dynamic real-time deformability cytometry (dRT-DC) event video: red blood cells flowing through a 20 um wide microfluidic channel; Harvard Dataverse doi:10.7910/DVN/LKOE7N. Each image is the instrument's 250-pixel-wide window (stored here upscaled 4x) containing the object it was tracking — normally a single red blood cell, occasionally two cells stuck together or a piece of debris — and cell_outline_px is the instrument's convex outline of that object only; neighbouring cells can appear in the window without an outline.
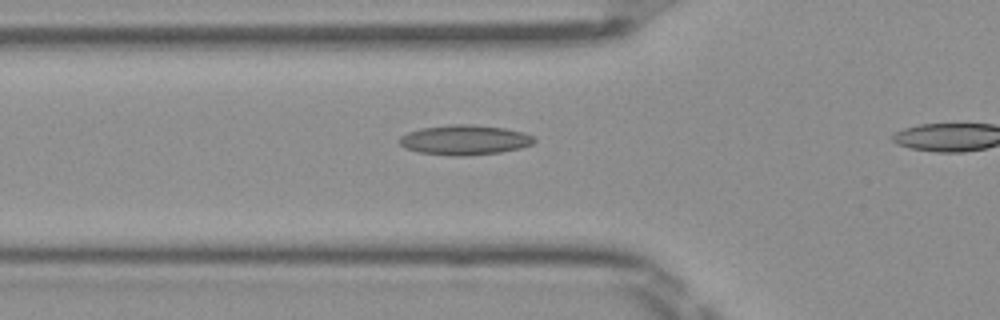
{"species": "Egyptian fruit bat (a non-hibernating species)", "species_latin": "Rousettus aegyptiacus", "temperature_condition": "room temperature", "stored_images_in_passage": 23, "camera_frame_rate_fps": 3000, "um_per_image_px": 0.085, "frame": {"image": 1, "passage_image": 12, "time_ms": 3.667, "image_size_px": [1000, 320], "cell_outline_px": [[536, 140], [532, 144], [520, 148], [500, 152], [464, 156], [448, 156], [420, 152], [404, 148], [396, 140], [400, 136], [408, 132], [420, 128], [448, 124], [468, 124], [504, 128], [524, 132], [532, 136]], "centroid_in_image_um": [39.45, 11.89], "position_along_channel_um": 86.4, "area_um2": 23.64}}
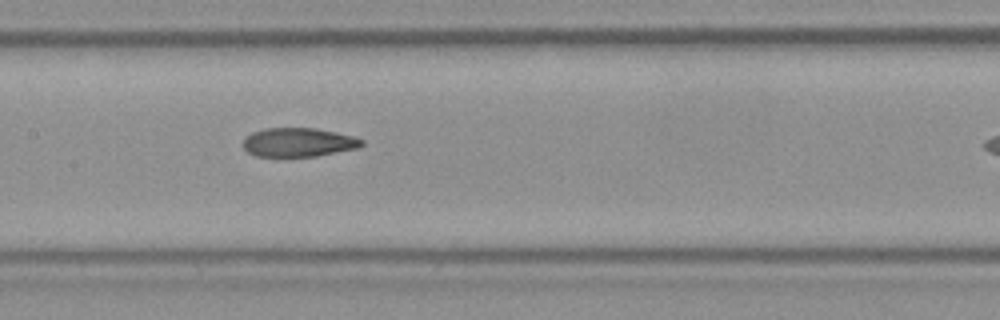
{"frame": {"image": 2, "passage_image": 19, "time_ms": 6.0, "image_size_px": [1000, 320], "cell_outline_px": [[364, 144], [360, 148], [316, 156], [256, 156], [248, 152], [244, 148], [244, 140], [252, 132], [264, 128], [316, 128], [336, 132], [352, 136], [364, 140]], "centroid_in_image_um": [25.41, 12.09], "position_along_channel_um": 182.0, "area_um2": 19.94}}
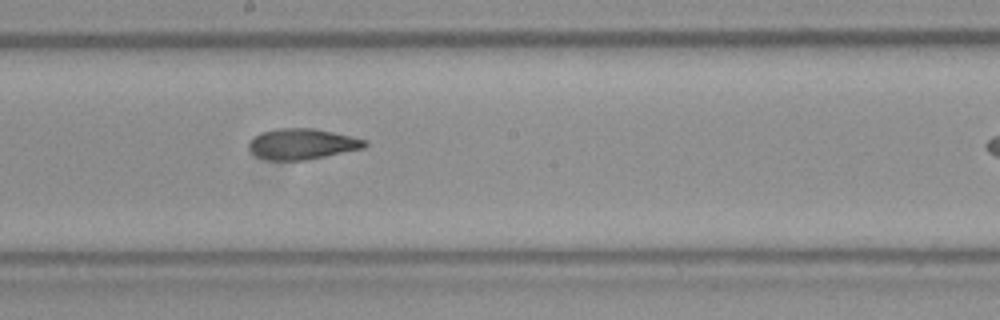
{"frame": {"image": 3, "passage_image": 22, "time_ms": 7.0, "image_size_px": [1000, 320], "cell_outline_px": [[368, 144], [364, 148], [304, 160], [268, 160], [256, 156], [248, 148], [248, 144], [260, 132], [276, 128], [316, 128], [352, 136], [368, 140]], "centroid_in_image_um": [25.69, 12.22], "position_along_channel_um": 222.5, "area_um2": 20.81}}